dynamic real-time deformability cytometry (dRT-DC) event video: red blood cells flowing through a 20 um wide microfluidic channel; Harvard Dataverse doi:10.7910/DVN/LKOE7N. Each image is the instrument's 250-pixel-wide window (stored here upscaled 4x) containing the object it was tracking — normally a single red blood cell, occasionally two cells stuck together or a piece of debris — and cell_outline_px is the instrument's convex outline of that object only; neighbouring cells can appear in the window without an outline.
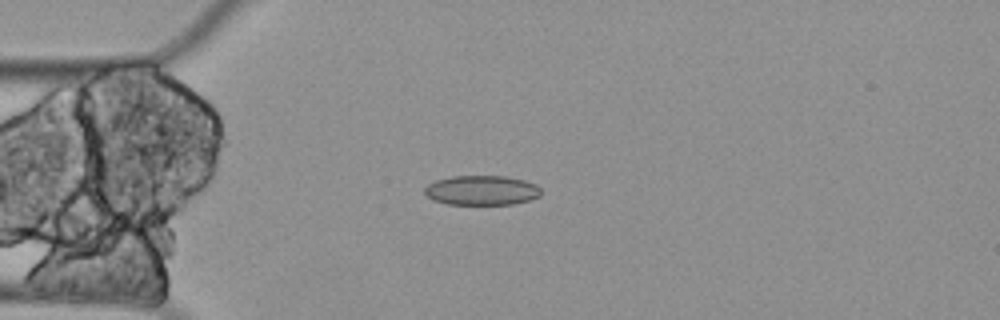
{"species": "Egyptian fruit bat (a non-hibernating species)", "species_latin": "Rousettus aegyptiacus", "temperature_condition": "cold", "stored_images_in_passage": 3, "camera_frame_rate_fps": 3000, "um_per_image_px": 0.085, "animal": {"sex": "female"}, "frame": {"image": 1, "passage_image": 3, "time_ms": 0.667, "image_size_px": [1000, 320], "cell_outline_px": [[540, 196], [528, 200], [512, 204], [448, 204], [432, 200], [424, 192], [424, 188], [428, 184], [436, 180], [452, 176], [504, 176], [524, 180], [536, 184], [540, 188]], "centroid_in_image_um": [40.93, 16.17], "position_along_channel_um": 44.1, "area_um2": 20.06}}